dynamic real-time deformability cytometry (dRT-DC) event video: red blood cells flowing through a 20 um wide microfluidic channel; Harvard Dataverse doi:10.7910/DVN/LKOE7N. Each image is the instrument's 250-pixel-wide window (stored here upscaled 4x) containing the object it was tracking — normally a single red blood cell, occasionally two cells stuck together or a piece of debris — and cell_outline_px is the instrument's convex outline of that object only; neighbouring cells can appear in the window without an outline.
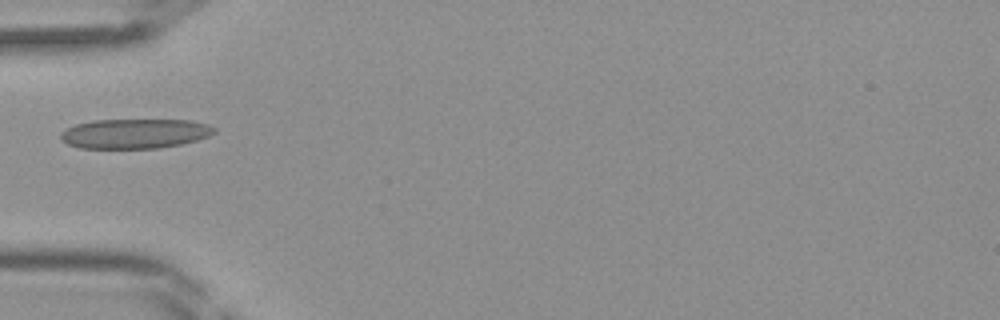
{"species": "Egyptian fruit bat (a non-hibernating species)", "species_latin": "Rousettus aegyptiacus", "temperature_condition": "room temperature", "stored_images_in_passage": 29, "camera_frame_rate_fps": 3000, "um_per_image_px": 0.085, "frame": {"image": 1, "passage_image": 1, "time_ms": 0.0, "image_size_px": [1000, 320], "cell_outline_px": [[216, 132], [208, 136], [196, 140], [180, 144], [160, 148], [80, 148], [68, 144], [60, 140], [60, 132], [76, 124], [92, 120], [192, 120], [208, 124], [216, 128]], "centroid_in_image_um": [11.46, 11.35], "position_along_channel_um": 73.5, "area_um2": 26.65}}
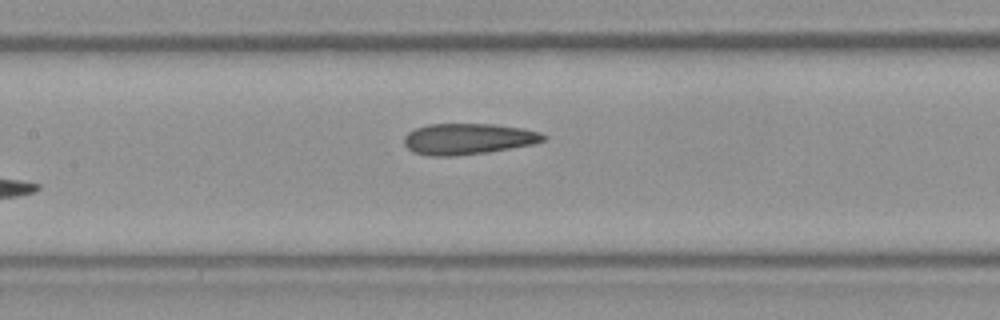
{"frame": {"image": 2, "passage_image": 7, "time_ms": 2.0, "image_size_px": [1000, 320], "cell_outline_px": [[548, 136], [544, 140], [532, 144], [488, 152], [456, 156], [432, 156], [412, 152], [404, 144], [404, 136], [408, 132], [416, 128], [428, 124], [492, 124], [524, 128], [540, 132]], "centroid_in_image_um": [39.77, 11.8], "position_along_channel_um": 167.6, "area_um2": 25.26}}
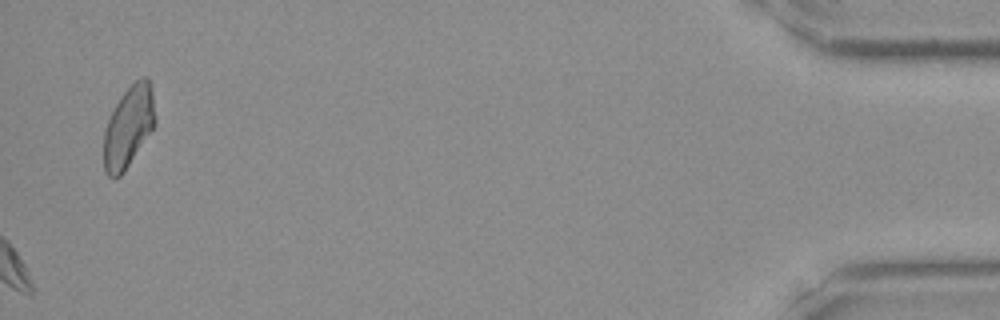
{"frame": {"image": 3, "passage_image": 29, "time_ms": 9.333, "image_size_px": [1000, 320], "cell_outline_px": [[156, 120], [152, 128], [124, 172], [120, 176], [112, 180], [104, 172], [104, 132], [108, 120], [120, 96], [136, 80], [144, 76], [148, 76], [152, 88], [156, 116]], "centroid_in_image_um": [10.92, 10.77], "position_along_channel_um": 424.3, "area_um2": 24.22}}